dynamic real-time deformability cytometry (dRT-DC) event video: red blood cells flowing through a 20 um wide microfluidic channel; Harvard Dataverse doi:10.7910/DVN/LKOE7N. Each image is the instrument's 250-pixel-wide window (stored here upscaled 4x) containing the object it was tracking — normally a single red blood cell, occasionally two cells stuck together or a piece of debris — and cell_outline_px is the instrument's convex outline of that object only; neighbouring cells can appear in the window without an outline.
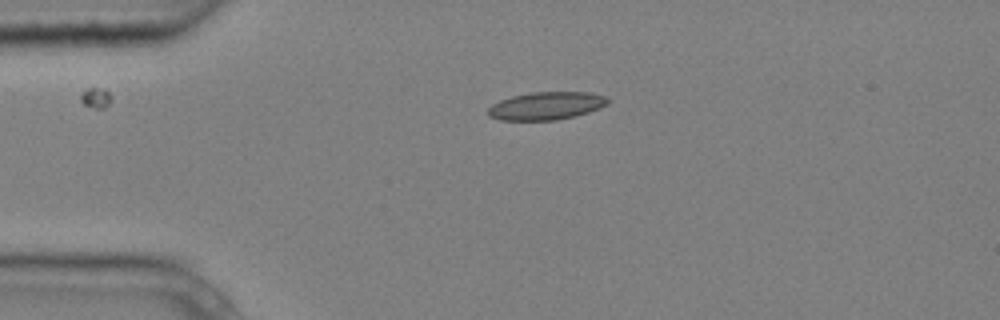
{"species": "common noctule bat (a hibernating species)", "species_latin": "Nyctalus noctula", "temperature_condition": "cold", "stored_images_in_passage": 4, "camera_frame_rate_fps": 3000, "um_per_image_px": 0.085, "animal": {"sex": "male", "body_mass_g": 20.4}, "frame": {"image": 1, "passage_image": 3, "time_ms": 0.667, "image_size_px": [1000, 320], "cell_outline_px": [[608, 104], [600, 108], [576, 116], [556, 120], [500, 120], [488, 116], [488, 108], [492, 104], [500, 100], [512, 96], [532, 92], [588, 92], [608, 96]], "centroid_in_image_um": [46.44, 8.99], "position_along_channel_um": 38.6, "area_um2": 19.54}}